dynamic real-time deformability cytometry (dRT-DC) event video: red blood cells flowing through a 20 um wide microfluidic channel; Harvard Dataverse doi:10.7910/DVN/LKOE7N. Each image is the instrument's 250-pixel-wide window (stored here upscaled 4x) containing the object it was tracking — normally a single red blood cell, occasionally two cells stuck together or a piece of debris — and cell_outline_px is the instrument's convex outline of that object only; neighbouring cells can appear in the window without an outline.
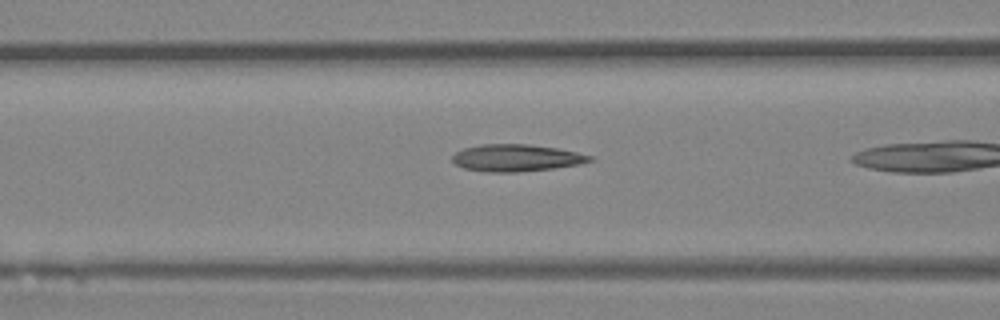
{"species": "Egyptian fruit bat (a non-hibernating species)", "species_latin": "Rousettus aegyptiacus", "temperature_condition": "room temperature", "stored_images_in_passage": 18, "camera_frame_rate_fps": 3000, "um_per_image_px": 0.085, "animal": {"sex": "female"}, "frame": {"image": 1, "passage_image": 16, "time_ms": 5.0, "image_size_px": [1000, 320], "cell_outline_px": [[592, 160], [580, 164], [552, 168], [516, 172], [484, 172], [464, 168], [456, 164], [452, 160], [452, 156], [456, 152], [464, 148], [480, 144], [528, 144], [556, 148], [576, 152], [592, 156]], "centroid_in_image_um": [43.85, 13.42], "position_along_channel_um": 122.8, "area_um2": 21.5}}